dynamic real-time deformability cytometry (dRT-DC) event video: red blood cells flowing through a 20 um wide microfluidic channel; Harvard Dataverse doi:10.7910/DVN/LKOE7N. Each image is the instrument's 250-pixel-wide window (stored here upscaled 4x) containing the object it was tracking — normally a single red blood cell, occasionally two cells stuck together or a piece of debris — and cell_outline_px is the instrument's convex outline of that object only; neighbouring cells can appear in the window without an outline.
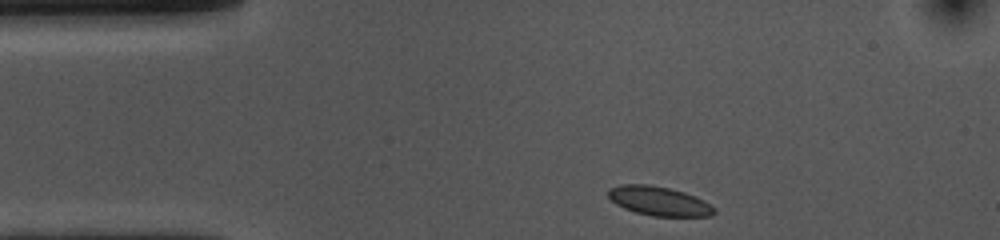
{"species": "common noctule bat (a hibernating species)", "species_latin": "Nyctalus noctula", "temperature_condition": "cold", "stored_images_in_passage": 35, "camera_frame_rate_fps": 3000, "um_per_image_px": 0.085, "animal": {"sex": "female", "body_mass_g": 10.0, "forearm_length_mm": 53.1}, "frame": {"image": 1, "passage_image": 1, "time_ms": 0.0, "image_size_px": [1000, 240], "cell_outline_px": [[716, 212], [712, 216], [652, 216], [636, 212], [624, 208], [616, 204], [608, 196], [608, 188], [620, 184], [648, 184], [668, 188], [684, 192], [696, 196], [704, 200], [716, 208]], "centroid_in_image_um": [56.03, 17.09], "position_along_channel_um": 29.0, "area_um2": 18.09}}
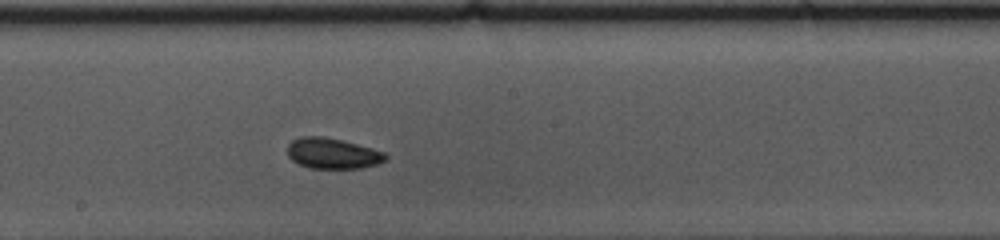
{"frame": {"image": 2, "passage_image": 20, "time_ms": 6.333, "image_size_px": [1000, 240], "cell_outline_px": [[388, 156], [384, 160], [376, 164], [360, 168], [308, 168], [292, 160], [288, 156], [288, 144], [292, 140], [300, 136], [324, 136], [344, 140], [372, 148], [384, 152]], "centroid_in_image_um": [28.25, 13.02], "position_along_channel_um": 220.0, "area_um2": 17.57}}
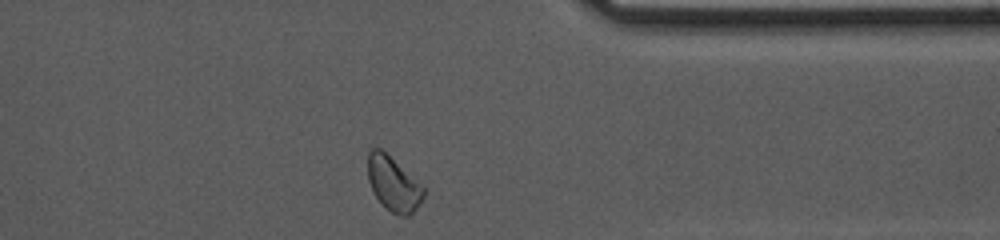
{"frame": {"image": 3, "passage_image": 34, "time_ms": 11.0, "image_size_px": [1000, 240], "cell_outline_px": [[424, 196], [420, 204], [408, 216], [400, 216], [392, 212], [372, 192], [368, 180], [368, 152], [372, 148], [380, 148], [424, 188]], "centroid_in_image_um": [33.41, 15.64], "position_along_channel_um": 378.0, "area_um2": 17.11}, "authors_computed_cell_mechanics": {"area_um2": 17.4556, "velocity_mm_per_s": 3.6409, "shape_relaxation_time_tau1_ms": 2.0638, "shape_relaxation_time_tau2_ms": 5.3201, "deformation_change_tau1": 0.0495, "deformation_change_tau2": 0.0748}}